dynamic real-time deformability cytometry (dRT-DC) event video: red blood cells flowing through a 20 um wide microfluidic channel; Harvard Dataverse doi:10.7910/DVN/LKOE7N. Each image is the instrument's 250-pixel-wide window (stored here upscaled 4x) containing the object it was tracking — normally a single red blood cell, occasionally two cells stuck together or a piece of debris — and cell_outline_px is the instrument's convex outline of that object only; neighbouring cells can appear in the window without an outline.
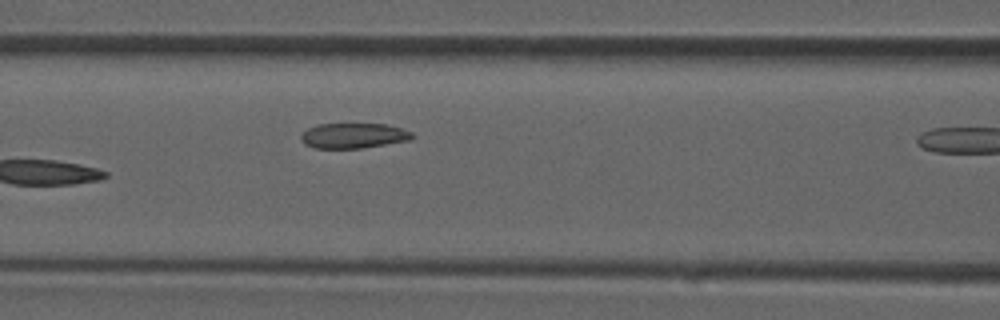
{"species": "common noctule bat (a hibernating species)", "species_latin": "Nyctalus noctula", "temperature_condition": "room temperature", "stored_images_in_passage": 8, "camera_frame_rate_fps": 3000, "um_per_image_px": 0.085, "animal": {"sex": "male", "forearm_length_mm": 52.5}, "frame": {"image": 1, "passage_image": 6, "time_ms": 5.667, "image_size_px": [1000, 320], "cell_outline_px": [[416, 136], [412, 140], [364, 148], [312, 148], [304, 144], [300, 140], [300, 136], [308, 128], [316, 124], [384, 124], [400, 128], [412, 132]], "centroid_in_image_um": [30.06, 11.54], "position_along_channel_um": 136.5, "area_um2": 16.53}}